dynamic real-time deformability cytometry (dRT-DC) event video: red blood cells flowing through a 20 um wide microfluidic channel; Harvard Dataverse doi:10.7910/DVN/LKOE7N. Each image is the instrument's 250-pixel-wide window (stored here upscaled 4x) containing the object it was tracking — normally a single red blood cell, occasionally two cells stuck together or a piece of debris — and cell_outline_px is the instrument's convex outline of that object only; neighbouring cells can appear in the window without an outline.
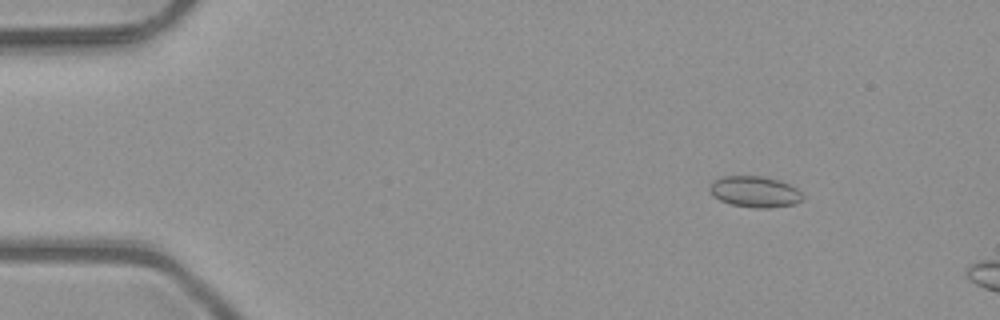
{"species": "common noctule bat (a hibernating species)", "species_latin": "Nyctalus noctula", "temperature_condition": "room temperature", "stored_images_in_passage": 5, "camera_frame_rate_fps": 3000, "um_per_image_px": 0.085, "animal": {"sex": "male", "body_mass_g": 23.1, "forearm_length_mm": 52.7}, "frame": {"image": 1, "passage_image": 2, "time_ms": 0.333, "image_size_px": [1000, 320], "cell_outline_px": [[804, 196], [796, 204], [772, 208], [752, 208], [732, 204], [720, 200], [712, 196], [708, 188], [712, 180], [720, 176], [764, 176], [780, 180], [796, 188]], "centroid_in_image_um": [64.13, 16.29], "position_along_channel_um": 20.9, "area_um2": 17.11}}